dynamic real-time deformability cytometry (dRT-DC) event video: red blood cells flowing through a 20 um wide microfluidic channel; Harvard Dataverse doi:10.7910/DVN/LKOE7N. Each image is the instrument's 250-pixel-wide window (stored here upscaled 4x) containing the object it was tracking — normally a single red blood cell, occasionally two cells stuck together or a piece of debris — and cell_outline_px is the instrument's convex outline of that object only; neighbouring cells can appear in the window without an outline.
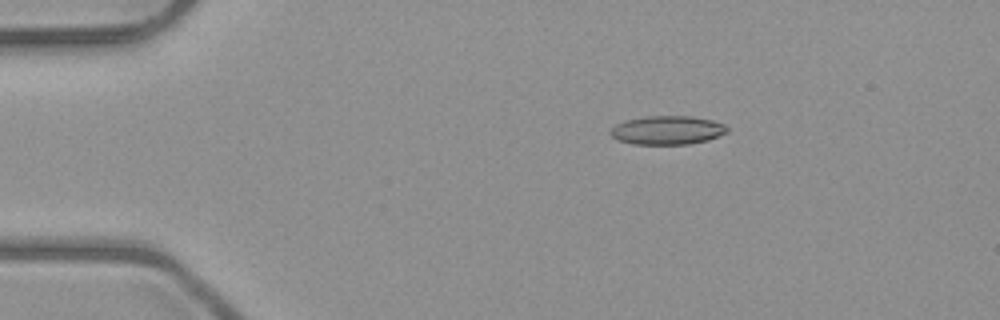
{"species": "common noctule bat (a hibernating species)", "species_latin": "Nyctalus noctula", "temperature_condition": "room temperature", "stored_images_in_passage": 7, "camera_frame_rate_fps": 3000, "um_per_image_px": 0.085, "animal": {"sex": "male", "body_mass_g": 23.1, "forearm_length_mm": 52.7}, "frame": {"image": 1, "passage_image": 3, "time_ms": 2.333, "image_size_px": [1000, 320], "cell_outline_px": [[728, 132], [708, 140], [688, 144], [632, 144], [616, 140], [608, 132], [616, 124], [624, 120], [648, 116], [692, 116], [712, 120], [724, 124], [728, 128]], "centroid_in_image_um": [56.7, 11.06], "position_along_channel_um": 28.3, "area_um2": 19.65}}
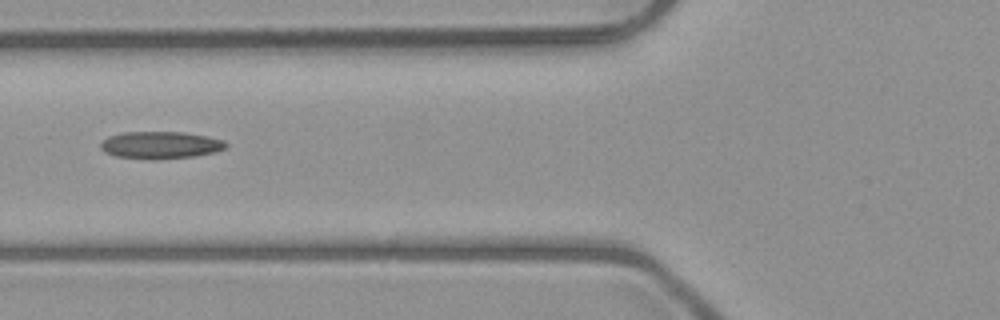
{"frame": {"image": 2, "passage_image": 6, "time_ms": 6.0, "image_size_px": [1000, 320], "cell_outline_px": [[228, 144], [224, 148], [216, 152], [196, 156], [156, 160], [152, 160], [116, 156], [104, 152], [100, 148], [100, 144], [108, 136], [120, 132], [184, 132], [224, 140]], "centroid_in_image_um": [13.62, 12.34], "position_along_channel_um": 112.2, "area_um2": 20.06}}
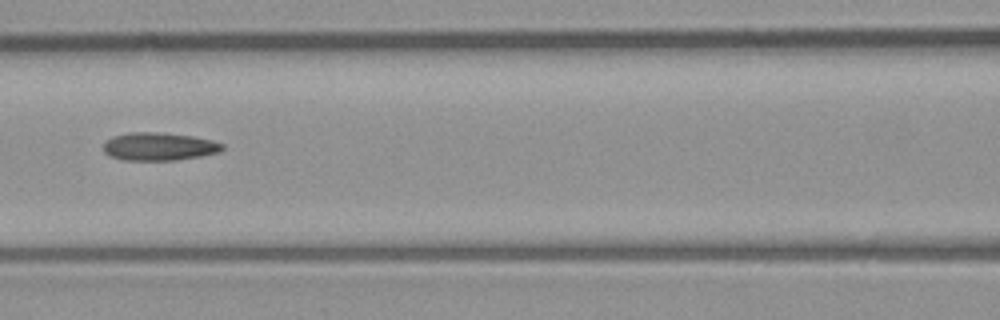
{"frame": {"image": 3, "passage_image": 7, "time_ms": 7.0, "image_size_px": [1000, 320], "cell_outline_px": [[224, 148], [220, 152], [200, 156], [176, 160], [124, 160], [112, 156], [104, 152], [104, 144], [112, 136], [128, 132], [156, 132], [192, 136], [212, 140], [224, 144]], "centroid_in_image_um": [13.54, 12.45], "position_along_channel_um": 153.1, "area_um2": 19.31}}